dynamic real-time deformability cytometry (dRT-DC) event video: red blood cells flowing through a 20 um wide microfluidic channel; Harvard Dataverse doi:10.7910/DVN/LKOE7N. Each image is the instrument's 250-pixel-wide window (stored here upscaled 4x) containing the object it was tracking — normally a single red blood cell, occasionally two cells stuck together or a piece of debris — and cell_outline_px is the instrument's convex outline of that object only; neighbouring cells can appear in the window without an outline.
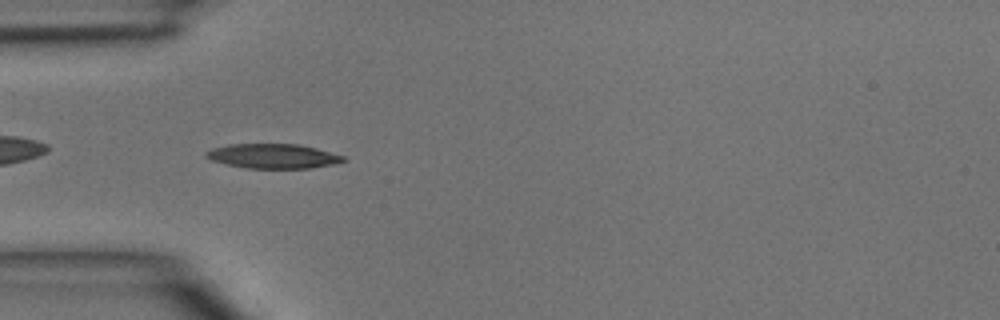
{"species": "common noctule bat (a hibernating species)", "species_latin": "Nyctalus noctula", "temperature_condition": "room temperature", "stored_images_in_passage": 32, "camera_frame_rate_fps": 3000, "um_per_image_px": 0.085, "animal": {"sex": "male", "body_mass_g": 15.6}, "frame": {"image": 1, "passage_image": 1, "time_ms": 0.0, "image_size_px": [1000, 320], "cell_outline_px": [[348, 160], [336, 164], [308, 168], [248, 168], [228, 164], [212, 160], [204, 156], [204, 152], [212, 148], [228, 144], [300, 144], [316, 148], [344, 156]], "centroid_in_image_um": [23.22, 13.26], "position_along_channel_um": 61.8, "area_um2": 19.65}}
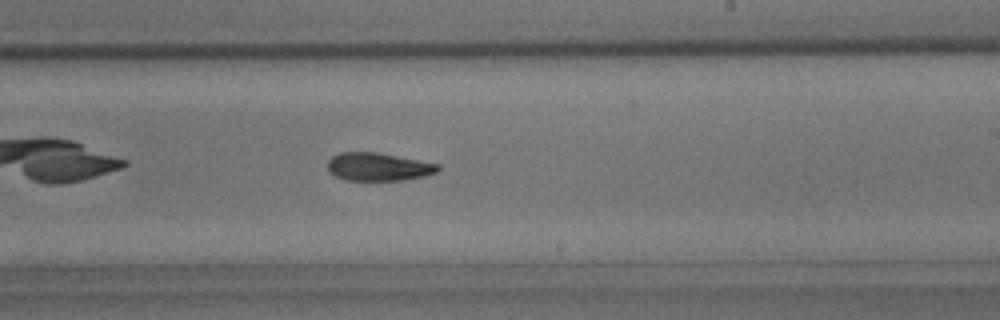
{"frame": {"image": 2, "passage_image": 14, "time_ms": 4.333, "image_size_px": [1000, 320], "cell_outline_px": [[440, 168], [436, 172], [424, 176], [404, 180], [344, 180], [328, 172], [328, 160], [332, 156], [340, 152], [376, 152], [440, 164]], "centroid_in_image_um": [32.13, 14.18], "position_along_channel_um": 256.9, "area_um2": 18.03}}
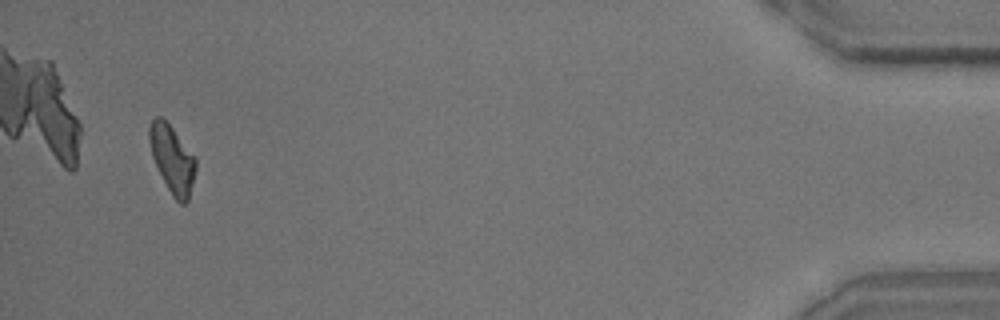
{"frame": {"image": 3, "passage_image": 30, "time_ms": 9.667, "image_size_px": [1000, 320], "cell_outline_px": [[196, 168], [188, 200], [184, 204], [180, 204], [172, 196], [152, 156], [148, 140], [148, 128], [152, 120], [156, 116], [160, 116], [172, 128], [196, 156]], "centroid_in_image_um": [14.64, 13.51], "position_along_channel_um": 420.6, "area_um2": 18.09}}